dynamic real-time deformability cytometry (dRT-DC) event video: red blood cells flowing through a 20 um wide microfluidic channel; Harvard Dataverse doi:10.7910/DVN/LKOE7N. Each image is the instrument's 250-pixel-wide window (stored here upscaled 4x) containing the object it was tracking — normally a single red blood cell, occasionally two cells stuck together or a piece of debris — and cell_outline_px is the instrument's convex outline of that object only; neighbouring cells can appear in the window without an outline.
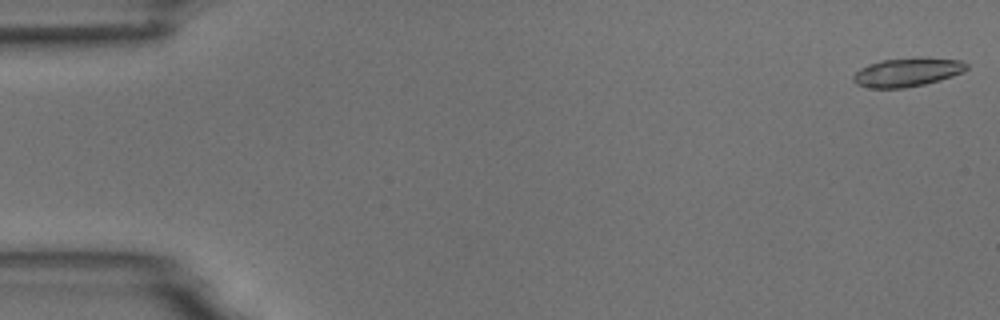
{"species": "common noctule bat (a hibernating species)", "species_latin": "Nyctalus noctula", "temperature_condition": "room temperature", "stored_images_in_passage": 4, "camera_frame_rate_fps": 3000, "um_per_image_px": 0.085, "animal": {"sex": "male", "body_mass_g": 18.8}, "frame": {"image": 1, "passage_image": 1, "time_ms": 0.0, "image_size_px": [1000, 320], "cell_outline_px": [[968, 68], [964, 72], [940, 80], [924, 84], [904, 88], [872, 88], [856, 84], [852, 80], [852, 76], [860, 68], [868, 64], [880, 60], [920, 56], [924, 56], [960, 60], [968, 64]], "centroid_in_image_um": [77.13, 6.11], "position_along_channel_um": 7.9, "area_um2": 19.36}}
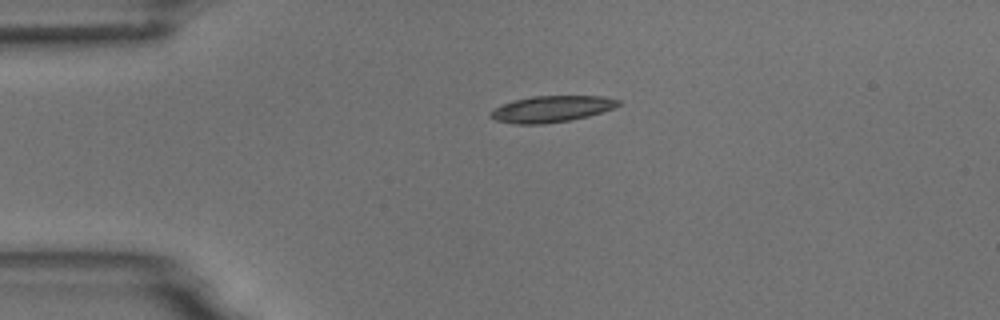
{"frame": {"image": 2, "passage_image": 4, "time_ms": 3.667, "image_size_px": [1000, 320], "cell_outline_px": [[620, 104], [612, 108], [588, 116], [572, 120], [544, 124], [516, 124], [496, 120], [488, 116], [488, 112], [512, 100], [532, 96], [604, 96], [620, 100]], "centroid_in_image_um": [46.85, 9.26], "position_along_channel_um": 38.1, "area_um2": 19.59}}